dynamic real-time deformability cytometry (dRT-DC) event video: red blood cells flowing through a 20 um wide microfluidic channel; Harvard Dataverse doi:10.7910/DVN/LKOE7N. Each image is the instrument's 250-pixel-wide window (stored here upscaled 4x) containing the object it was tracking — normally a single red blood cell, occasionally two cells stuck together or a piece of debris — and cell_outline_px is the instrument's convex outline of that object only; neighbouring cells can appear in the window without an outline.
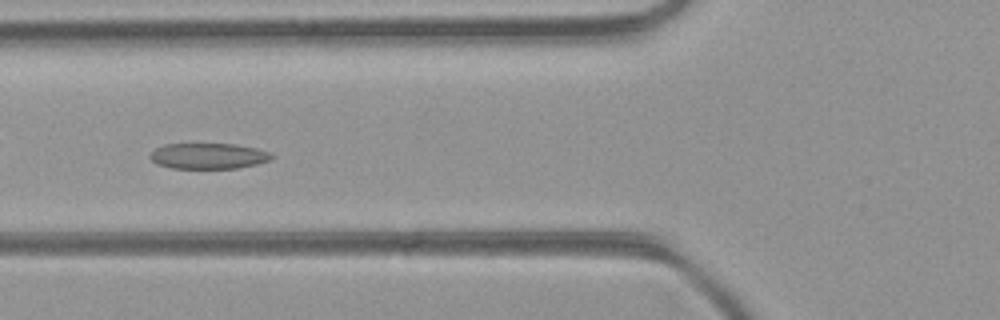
{"species": "common noctule bat (a hibernating species)", "species_latin": "Nyctalus noctula", "temperature_condition": "room temperature", "stored_images_in_passage": 28, "camera_frame_rate_fps": 3000, "um_per_image_px": 0.085, "animal": {"sex": "female", "body_mass_g": 21.9}, "frame": {"image": 1, "passage_image": 9, "time_ms": 2.667, "image_size_px": [1000, 320], "cell_outline_px": [[276, 156], [272, 160], [256, 164], [236, 168], [172, 168], [156, 164], [148, 156], [156, 148], [164, 144], [236, 144], [256, 148], [272, 152]], "centroid_in_image_um": [17.76, 13.25], "position_along_channel_um": 108.0, "area_um2": 18.38}}
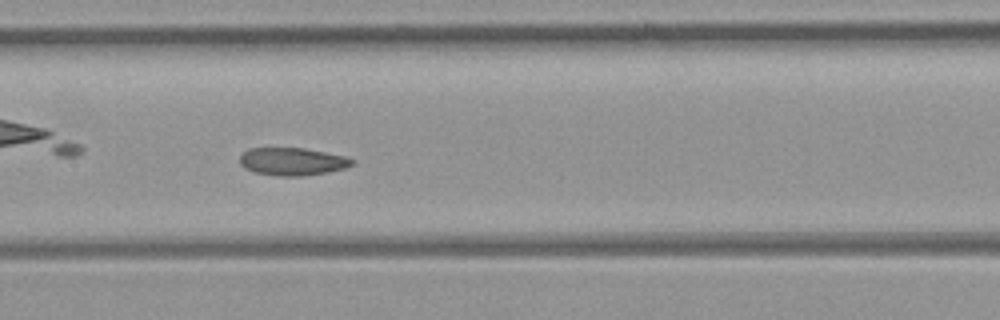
{"frame": {"image": 2, "passage_image": 14, "time_ms": 4.333, "image_size_px": [1000, 320], "cell_outline_px": [[356, 164], [344, 168], [328, 172], [304, 176], [276, 176], [256, 172], [244, 168], [240, 164], [240, 156], [248, 148], [304, 148], [348, 156], [356, 160]], "centroid_in_image_um": [24.91, 13.73], "position_along_channel_um": 182.5, "area_um2": 18.38}}
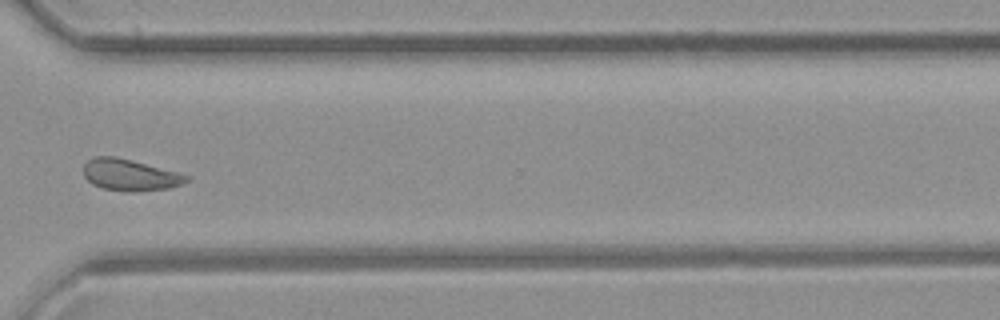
{"frame": {"image": 3, "passage_image": 26, "time_ms": 8.333, "image_size_px": [1000, 320], "cell_outline_px": [[188, 180], [180, 184], [168, 188], [104, 188], [92, 184], [84, 176], [84, 164], [88, 160], [96, 156], [116, 156], [176, 172], [188, 176]], "centroid_in_image_um": [10.97, 14.8], "position_along_channel_um": 359.6, "area_um2": 17.57}, "authors_computed_cell_mechanics": {"area_um2": 18.6694, "velocity_mm_per_s": 4.4247, "shape_relaxation_time_tau1_ms": null, "shape_relaxation_time_tau2_ms": 2.864, "deformation_change_tau1": null, "deformation_change_tau2": 0.0844}}